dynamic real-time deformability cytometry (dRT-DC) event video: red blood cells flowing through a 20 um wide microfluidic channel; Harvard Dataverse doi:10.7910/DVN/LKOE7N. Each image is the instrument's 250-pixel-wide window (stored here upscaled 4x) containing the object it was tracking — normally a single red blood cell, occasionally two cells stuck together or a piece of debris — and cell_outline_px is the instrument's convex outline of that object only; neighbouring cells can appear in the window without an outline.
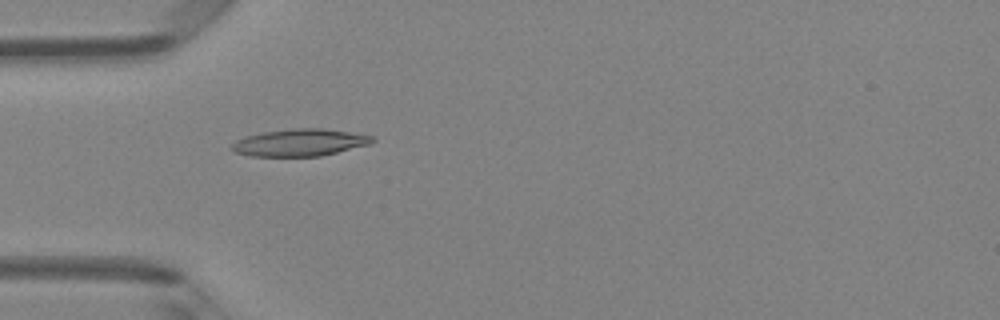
{"species": "Egyptian fruit bat (a non-hibernating species)", "species_latin": "Rousettus aegyptiacus", "temperature_condition": "room temperature", "stored_images_in_passage": 3, "camera_frame_rate_fps": 3000, "um_per_image_px": 0.085, "animal": {"sex": "female"}, "frame": {"image": 1, "passage_image": 3, "time_ms": 0.667, "image_size_px": [1000, 320], "cell_outline_px": [[376, 140], [368, 144], [320, 156], [252, 156], [236, 152], [228, 148], [236, 140], [248, 136], [264, 132], [292, 128], [324, 128], [372, 136]], "centroid_in_image_um": [25.45, 12.11], "position_along_channel_um": 59.5, "area_um2": 21.91}}